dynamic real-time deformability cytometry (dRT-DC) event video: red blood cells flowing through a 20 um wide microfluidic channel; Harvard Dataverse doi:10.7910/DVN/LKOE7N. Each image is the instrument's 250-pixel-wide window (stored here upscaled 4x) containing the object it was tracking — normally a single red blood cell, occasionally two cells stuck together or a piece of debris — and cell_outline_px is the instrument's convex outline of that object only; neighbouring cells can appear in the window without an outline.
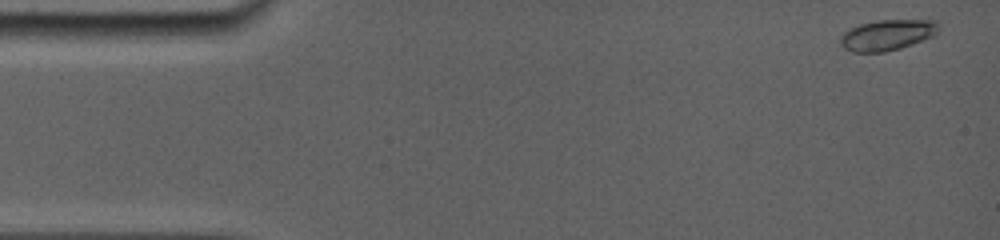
{"species": "common noctule bat (a hibernating species)", "species_latin": "Nyctalus noctula", "temperature_condition": "room temperature", "stored_images_in_passage": 46, "camera_frame_rate_fps": 5000, "um_per_image_px": 0.085, "animal": {"sex": "female", "body_mass_g": 19.0, "forearm_length_mm": 56.7}, "frame": {"image": 1, "passage_image": 1, "time_ms": 0.0, "image_size_px": [1000, 240], "cell_outline_px": [[940, 28], [932, 36], [912, 44], [900, 48], [884, 52], [852, 52], [844, 48], [840, 44], [840, 36], [848, 28], [860, 24], [880, 20], [936, 20], [940, 24]], "centroid_in_image_um": [75.4, 2.97], "position_along_channel_um": 9.6, "area_um2": 17.63}}
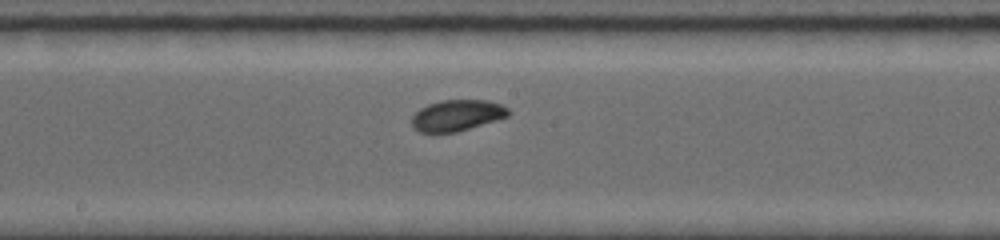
{"frame": {"image": 2, "passage_image": 23, "time_ms": 8.2, "image_size_px": [1000, 240], "cell_outline_px": [[512, 112], [508, 116], [496, 120], [456, 132], [420, 132], [412, 128], [412, 116], [420, 108], [428, 104], [440, 100], [488, 100], [500, 104], [508, 108]], "centroid_in_image_um": [38.84, 9.8], "position_along_channel_um": 209.4, "area_um2": 17.51}}
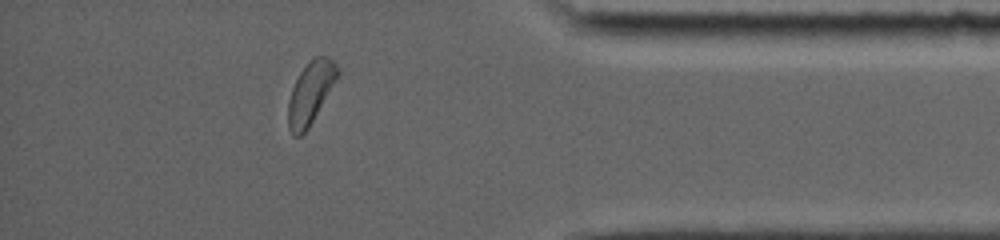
{"frame": {"image": 3, "passage_image": 40, "time_ms": 13.8, "image_size_px": [1000, 240], "cell_outline_px": [[340, 72], [308, 128], [300, 136], [292, 136], [288, 128], [288, 100], [292, 88], [300, 72], [316, 56], [328, 56], [340, 68]], "centroid_in_image_um": [26.38, 7.9], "position_along_channel_um": 408.8, "area_um2": 17.46}, "authors_computed_cell_mechanics": {"area_um2": 17.5134, "velocity_mm_per_s": 3.8389, "shape_relaxation_time_tau1_ms": 1.5051, "shape_relaxation_time_tau2_ms": 4.5824, "deformation_change_tau1": 0.1028, "deformation_change_tau2": 0.075}}